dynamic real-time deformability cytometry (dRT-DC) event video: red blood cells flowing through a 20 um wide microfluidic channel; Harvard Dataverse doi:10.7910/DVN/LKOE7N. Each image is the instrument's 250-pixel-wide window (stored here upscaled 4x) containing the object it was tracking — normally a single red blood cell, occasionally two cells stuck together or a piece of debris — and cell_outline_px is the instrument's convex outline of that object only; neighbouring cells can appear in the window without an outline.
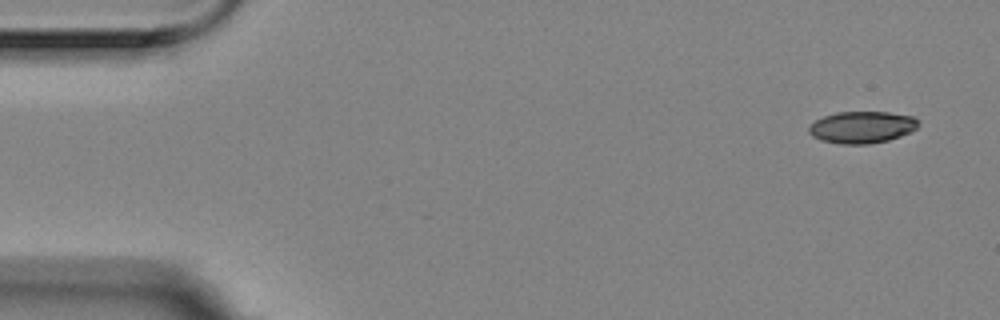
{"species": "Egyptian fruit bat (a non-hibernating species)", "species_latin": "Rousettus aegyptiacus", "temperature_condition": "room temperature", "stored_images_in_passage": 5, "camera_frame_rate_fps": 3000, "um_per_image_px": 0.085, "animal": {"sex": "female"}, "frame": {"image": 1, "passage_image": 1, "time_ms": 0.0, "image_size_px": [1000, 320], "cell_outline_px": [[920, 124], [916, 128], [900, 136], [888, 140], [868, 144], [840, 144], [820, 140], [812, 136], [808, 132], [808, 128], [816, 120], [824, 116], [836, 112], [888, 112], [912, 116]], "centroid_in_image_um": [73.24, 10.81], "position_along_channel_um": 11.8, "area_um2": 20.23}}
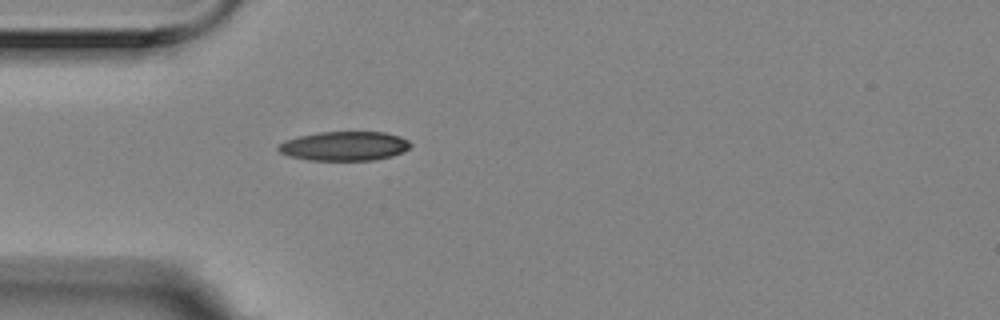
{"frame": {"image": 2, "passage_image": 5, "time_ms": 1.333, "image_size_px": [1000, 320], "cell_outline_px": [[412, 144], [408, 148], [392, 156], [372, 160], [308, 160], [288, 156], [280, 152], [276, 148], [276, 144], [284, 140], [300, 136], [320, 132], [384, 132], [400, 136], [408, 140]], "centroid_in_image_um": [29.22, 12.41], "position_along_channel_um": 55.8, "area_um2": 22.54}}